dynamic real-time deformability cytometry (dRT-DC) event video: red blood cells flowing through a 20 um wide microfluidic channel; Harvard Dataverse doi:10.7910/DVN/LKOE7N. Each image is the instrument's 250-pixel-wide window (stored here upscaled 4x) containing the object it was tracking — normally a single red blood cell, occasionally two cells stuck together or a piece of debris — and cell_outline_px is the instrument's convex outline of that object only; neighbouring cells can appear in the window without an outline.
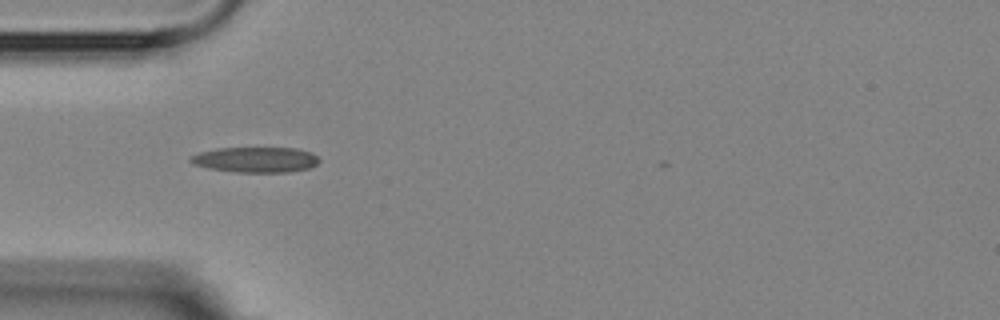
{"species": "Egyptian fruit bat (a non-hibernating species)", "species_latin": "Rousettus aegyptiacus", "temperature_condition": "room temperature", "stored_images_in_passage": 2, "camera_frame_rate_fps": 3000, "um_per_image_px": 0.085, "animal": {"sex": "female"}, "frame": {"image": 1, "passage_image": 1, "time_ms": 0.0, "image_size_px": [1000, 320], "cell_outline_px": [[320, 160], [316, 164], [308, 168], [288, 172], [236, 172], [208, 168], [196, 164], [188, 160], [192, 156], [200, 152], [216, 148], [296, 148], [312, 152]], "centroid_in_image_um": [21.75, 13.57], "position_along_channel_um": 63.3, "area_um2": 18.9}}
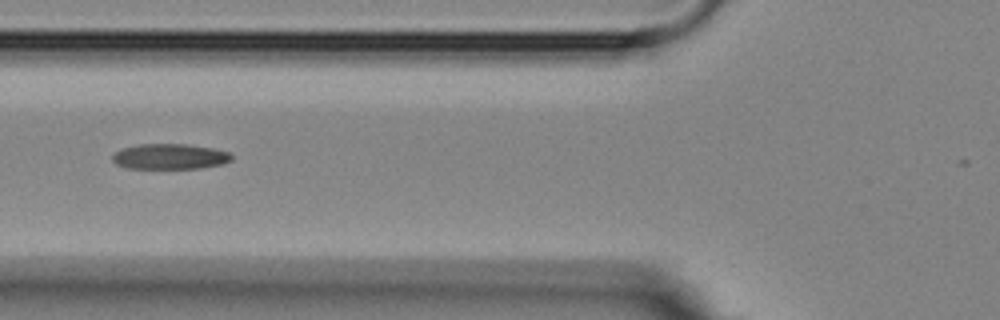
{"frame": {"image": 2, "passage_image": 2, "time_ms": 1.333, "image_size_px": [1000, 320], "cell_outline_px": [[232, 160], [220, 164], [200, 168], [128, 168], [116, 164], [112, 160], [112, 156], [120, 148], [140, 144], [188, 144], [212, 148], [228, 152], [232, 156]], "centroid_in_image_um": [14.41, 13.3], "position_along_channel_um": 111.4, "area_um2": 17.57}}